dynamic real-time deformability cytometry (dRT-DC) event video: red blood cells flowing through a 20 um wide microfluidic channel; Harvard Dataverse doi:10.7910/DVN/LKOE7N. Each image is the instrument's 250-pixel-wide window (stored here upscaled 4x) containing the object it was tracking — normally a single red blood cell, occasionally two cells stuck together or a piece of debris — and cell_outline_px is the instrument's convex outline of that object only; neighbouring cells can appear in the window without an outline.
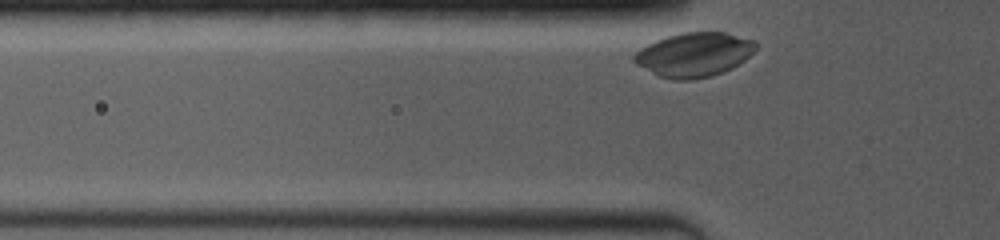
{"species": "common noctule bat (a hibernating species)", "species_latin": "Nyctalus noctula", "temperature_condition": "room temperature", "stored_images_in_passage": 12, "camera_frame_rate_fps": 4000, "um_per_image_px": 0.085, "animal": {"sex": "female", "body_mass_g": 19.0, "forearm_length_mm": 53.3}, "frame": {"image": 1, "passage_image": 2, "time_ms": 0.25, "image_size_px": [1000, 240], "cell_outline_px": [[760, 44], [744, 60], [732, 68], [724, 72], [712, 76], [692, 80], [676, 80], [660, 76], [636, 64], [632, 60], [632, 56], [640, 48], [656, 40], [668, 36], [684, 32], [724, 32], [756, 40]], "centroid_in_image_um": [59.02, 4.64], "position_along_channel_um": 66.8, "area_um2": 31.39}}
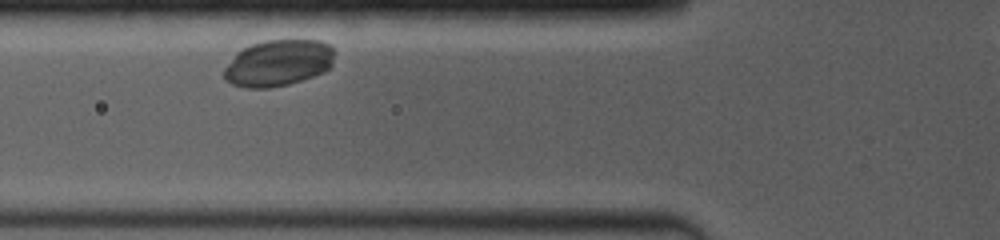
{"frame": {"image": 2, "passage_image": 6, "time_ms": 1.25, "image_size_px": [1000, 240], "cell_outline_px": [[336, 52], [332, 64], [324, 72], [288, 84], [268, 88], [244, 88], [232, 84], [224, 80], [224, 68], [236, 52], [240, 48], [264, 40], [320, 40], [328, 44]], "centroid_in_image_um": [23.63, 5.34], "position_along_channel_um": 102.2, "area_um2": 30.11}}